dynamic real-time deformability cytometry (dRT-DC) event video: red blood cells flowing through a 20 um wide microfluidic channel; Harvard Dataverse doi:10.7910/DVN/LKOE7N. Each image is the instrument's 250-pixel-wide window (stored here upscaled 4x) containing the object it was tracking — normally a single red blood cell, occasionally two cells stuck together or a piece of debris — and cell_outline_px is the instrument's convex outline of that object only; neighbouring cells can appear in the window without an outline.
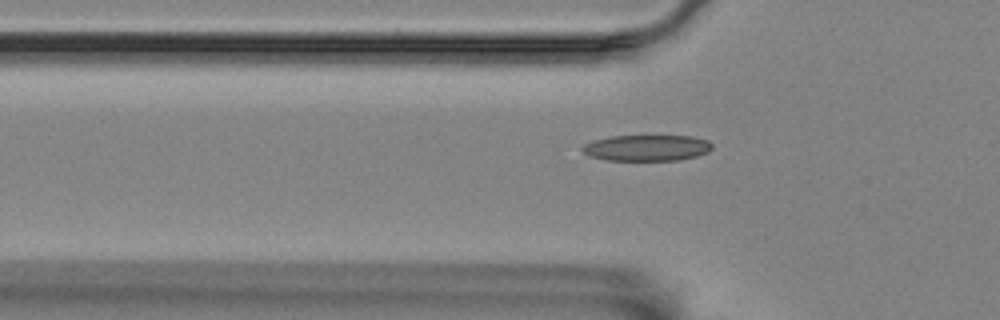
{"species": "Egyptian fruit bat (a non-hibernating species)", "species_latin": "Rousettus aegyptiacus", "temperature_condition": "room temperature", "stored_images_in_passage": 39, "camera_frame_rate_fps": 3000, "um_per_image_px": 0.085, "animal": {"sex": "female"}, "frame": {"image": 1, "passage_image": 6, "time_ms": 1.667, "image_size_px": [1000, 320], "cell_outline_px": [[712, 148], [708, 152], [696, 156], [680, 160], [608, 160], [588, 156], [580, 148], [584, 144], [592, 140], [612, 136], [692, 136], [708, 140], [712, 144]], "centroid_in_image_um": [54.97, 12.56], "position_along_channel_um": 70.8, "area_um2": 19.77}}
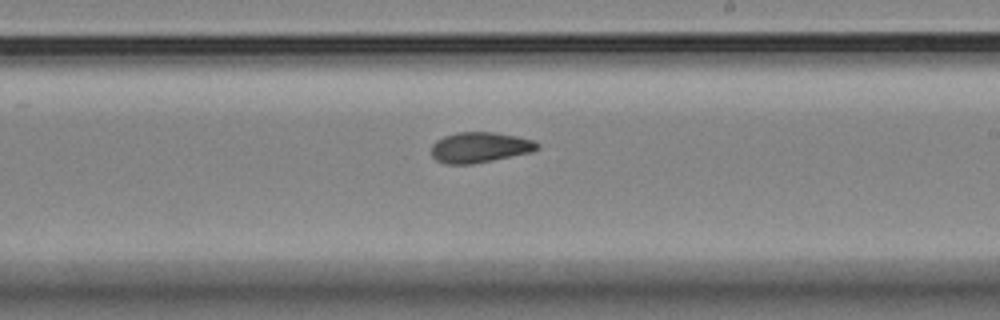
{"frame": {"image": 2, "passage_image": 21, "time_ms": 6.667, "image_size_px": [1000, 320], "cell_outline_px": [[540, 148], [532, 152], [472, 164], [448, 164], [436, 160], [432, 156], [432, 144], [436, 140], [444, 136], [460, 132], [492, 132], [516, 136], [532, 140], [540, 144]], "centroid_in_image_um": [40.79, 12.53], "position_along_channel_um": 248.2, "area_um2": 18.73}}
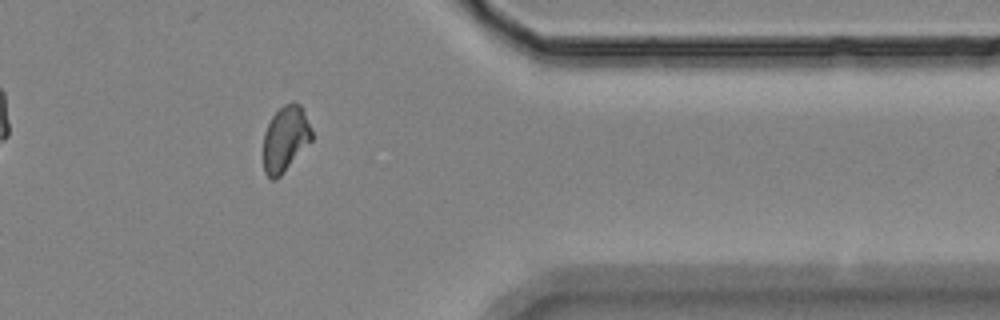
{"frame": {"image": 3, "passage_image": 34, "time_ms": 11.0, "image_size_px": [1000, 320], "cell_outline_px": [[312, 140], [280, 176], [276, 180], [272, 180], [264, 172], [264, 132], [272, 116], [284, 104], [292, 100], [300, 104], [304, 112], [312, 132]], "centroid_in_image_um": [24.25, 11.79], "position_along_channel_um": 387.2, "area_um2": 18.38}}